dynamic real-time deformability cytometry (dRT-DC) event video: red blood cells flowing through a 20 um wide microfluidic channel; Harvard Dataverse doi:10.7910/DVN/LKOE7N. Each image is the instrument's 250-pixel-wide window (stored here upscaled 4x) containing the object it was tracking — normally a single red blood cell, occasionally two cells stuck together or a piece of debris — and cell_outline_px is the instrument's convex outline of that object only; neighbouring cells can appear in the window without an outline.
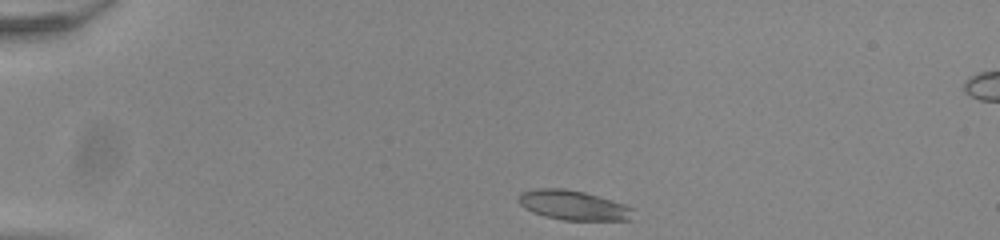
{"species": "common noctule bat (a hibernating species)", "species_latin": "Nyctalus noctula", "temperature_condition": "room temperature", "stored_images_in_passage": 43, "camera_frame_rate_fps": 3000, "um_per_image_px": 0.085, "animal": {"sex": "male", "body_mass_g": 20.0, "forearm_length_mm": 53.3}, "frame": {"image": 1, "passage_image": 1, "time_ms": 0.0, "image_size_px": [1000, 240], "cell_outline_px": [[636, 220], [564, 220], [544, 216], [532, 212], [524, 208], [516, 200], [520, 192], [536, 188], [564, 188], [584, 192], [624, 204], [632, 208]], "centroid_in_image_um": [48.71, 17.45], "position_along_channel_um": 36.3, "area_um2": 20.0}}
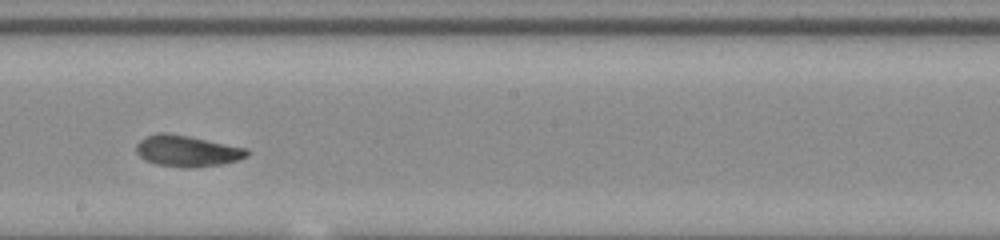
{"frame": {"image": 2, "passage_image": 21, "time_ms": 6.667, "image_size_px": [1000, 240], "cell_outline_px": [[248, 156], [236, 160], [220, 164], [184, 168], [156, 164], [144, 160], [136, 152], [136, 144], [140, 140], [148, 136], [160, 132], [168, 132], [248, 148]], "centroid_in_image_um": [15.88, 12.82], "position_along_channel_um": 232.3, "area_um2": 20.0}}
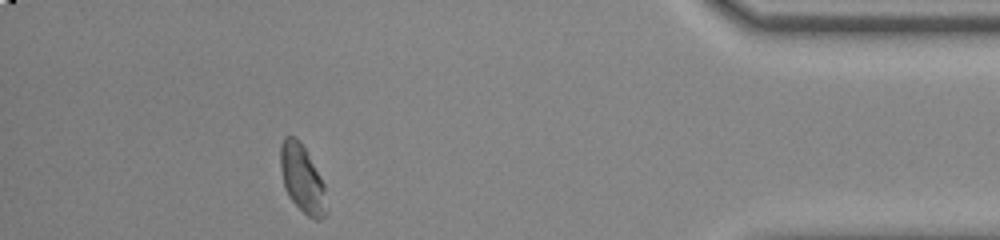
{"frame": {"image": 3, "passage_image": 38, "time_ms": 12.333, "image_size_px": [1000, 240], "cell_outline_px": [[328, 212], [320, 220], [316, 220], [308, 216], [288, 196], [284, 188], [280, 168], [280, 144], [284, 136], [292, 136], [304, 148], [324, 184]], "centroid_in_image_um": [25.68, 15.24], "position_along_channel_um": 409.5, "area_um2": 17.98}, "authors_computed_cell_mechanics": {"area_um2": 19.1896, "velocity_mm_per_s": 3.8652, "shape_relaxation_time_tau1_ms": 4.1916, "shape_relaxation_time_tau2_ms": 2.1542, "deformation_change_tau1": 0.1507, "deformation_change_tau2": 0.0804}}